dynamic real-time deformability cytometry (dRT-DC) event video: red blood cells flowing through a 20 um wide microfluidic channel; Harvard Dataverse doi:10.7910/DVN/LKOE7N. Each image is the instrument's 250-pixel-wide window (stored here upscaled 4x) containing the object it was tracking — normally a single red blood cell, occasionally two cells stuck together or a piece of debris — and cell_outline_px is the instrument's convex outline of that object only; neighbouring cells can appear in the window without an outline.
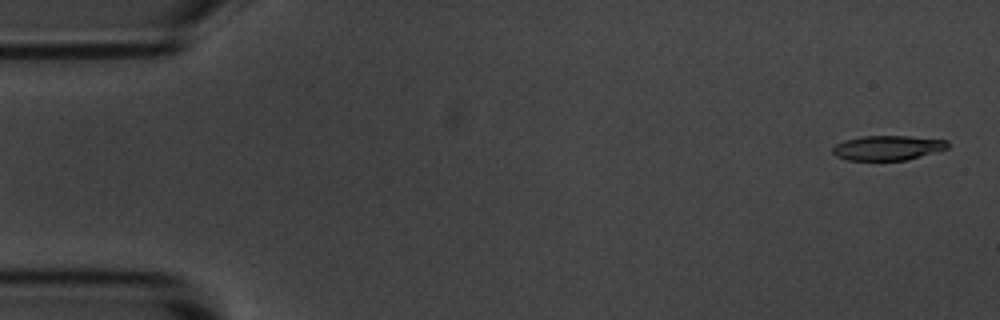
{"species": "common noctule bat (a hibernating species)", "species_latin": "Nyctalus noctula", "temperature_condition": "room temperature", "stored_images_in_passage": 5, "camera_frame_rate_fps": 3000, "um_per_image_px": 0.085, "animal": {"sex": "male", "body_mass_g": 20.1, "forearm_length_mm": 53.5}, "frame": {"image": 1, "passage_image": 1, "time_ms": 0.0, "image_size_px": [1000, 320], "cell_outline_px": [[948, 148], [908, 160], [848, 160], [836, 156], [832, 152], [832, 148], [836, 144], [844, 140], [864, 136], [908, 136], [948, 140]], "centroid_in_image_um": [75.45, 12.56], "position_along_channel_um": 9.6, "area_um2": 16.53}}